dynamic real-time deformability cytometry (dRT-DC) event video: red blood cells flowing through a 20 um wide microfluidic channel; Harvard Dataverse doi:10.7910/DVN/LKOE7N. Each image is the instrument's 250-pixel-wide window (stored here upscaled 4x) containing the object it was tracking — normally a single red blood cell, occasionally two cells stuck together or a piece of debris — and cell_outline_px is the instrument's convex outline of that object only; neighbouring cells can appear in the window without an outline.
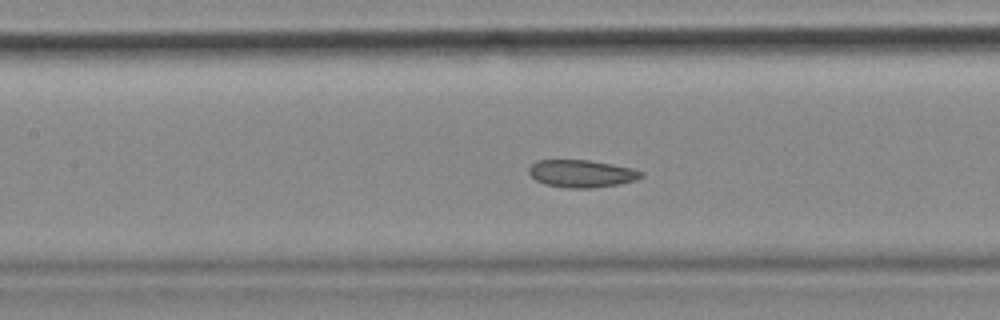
{"species": "common noctule bat (a hibernating species)", "species_latin": "Nyctalus noctula", "temperature_condition": "cold", "stored_images_in_passage": 57, "camera_frame_rate_fps": 3000, "um_per_image_px": 0.085, "animal": {"sex": "female", "body_mass_g": 18.4}, "frame": {"image": 1, "passage_image": 25, "time_ms": 8.0, "image_size_px": [1000, 320], "cell_outline_px": [[644, 176], [636, 180], [620, 184], [588, 188], [568, 188], [544, 184], [536, 180], [528, 172], [528, 168], [536, 160], [588, 160], [612, 164], [632, 168], [644, 172]], "centroid_in_image_um": [49.45, 14.75], "position_along_channel_um": 158.0, "area_um2": 18.03}, "authors_computed_cell_mechanics": {"area_um2": 18.8428, "velocity_mm_per_s": 3.6022, "shape_relaxation_time_tau1_ms": null, "shape_relaxation_time_tau2_ms": 4.3979, "deformation_change_tau1": null, "deformation_change_tau2": 0.0758}}